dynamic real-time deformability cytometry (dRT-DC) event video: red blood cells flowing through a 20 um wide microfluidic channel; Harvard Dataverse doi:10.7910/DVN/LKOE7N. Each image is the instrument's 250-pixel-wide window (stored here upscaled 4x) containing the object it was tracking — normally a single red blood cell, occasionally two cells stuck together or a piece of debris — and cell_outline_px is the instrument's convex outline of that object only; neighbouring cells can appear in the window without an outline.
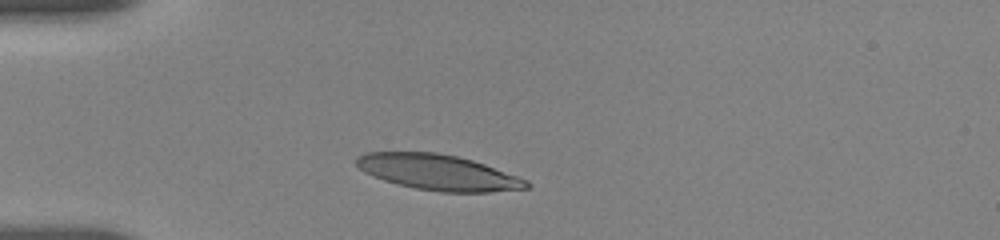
{"species": "human", "species_latin": "Homo sapiens", "temperature_condition": "room temperature", "stored_images_in_passage": 5, "camera_frame_rate_fps": 3000, "um_per_image_px": 0.085, "donor": {"sex": "female"}, "frame": {"image": 1, "passage_image": 1, "time_ms": 0.0, "image_size_px": [1000, 240], "cell_outline_px": [[532, 184], [528, 188], [488, 192], [444, 192], [416, 188], [396, 184], [384, 180], [364, 172], [356, 164], [356, 156], [364, 152], [436, 152], [456, 156], [472, 160], [484, 164], [528, 180]], "centroid_in_image_um": [37.23, 14.64], "position_along_channel_um": 47.8, "area_um2": 35.08}}
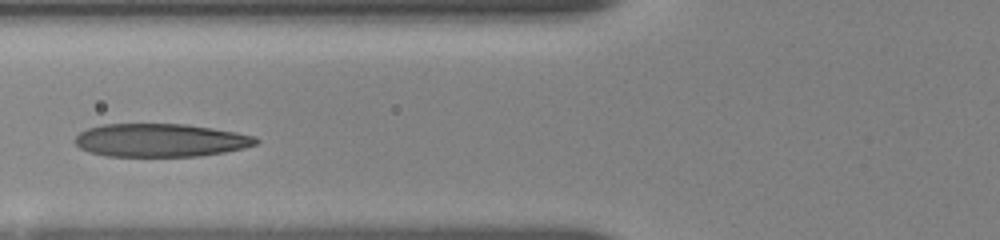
{"frame": {"image": 2, "passage_image": 4, "time_ms": 2.333, "image_size_px": [1000, 240], "cell_outline_px": [[260, 140], [256, 144], [244, 148], [224, 152], [200, 156], [108, 156], [88, 152], [80, 148], [76, 144], [76, 136], [80, 132], [88, 128], [104, 124], [188, 124], [236, 132], [252, 136]], "centroid_in_image_um": [13.63, 11.92], "position_along_channel_um": 112.2, "area_um2": 34.91}}